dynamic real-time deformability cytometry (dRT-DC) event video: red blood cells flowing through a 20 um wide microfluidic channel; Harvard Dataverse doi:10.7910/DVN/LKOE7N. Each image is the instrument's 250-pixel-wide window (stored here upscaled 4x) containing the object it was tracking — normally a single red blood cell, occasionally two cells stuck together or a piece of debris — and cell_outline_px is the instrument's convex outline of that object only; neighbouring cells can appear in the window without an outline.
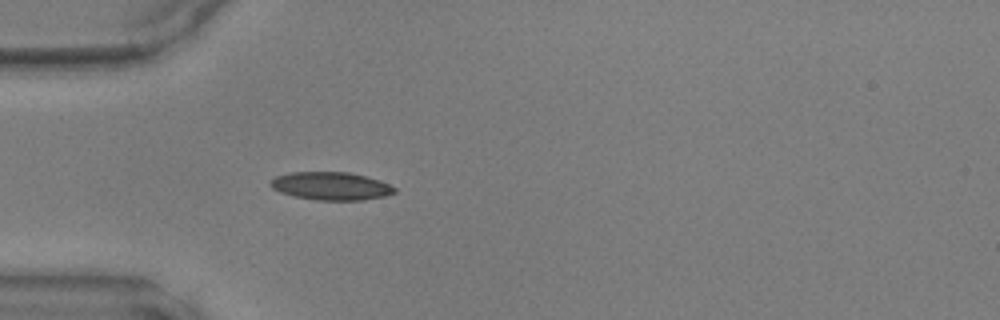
{"species": "common noctule bat (a hibernating species)", "species_latin": "Nyctalus noctula", "temperature_condition": "warm", "stored_images_in_passage": 34, "camera_frame_rate_fps": 3000, "um_per_image_px": 0.085, "animal": {"sex": "male", "body_mass_g": 17.9, "forearm_length_mm": 54.2}, "frame": {"image": 1, "passage_image": 1, "time_ms": 0.0, "image_size_px": [1000, 320], "cell_outline_px": [[396, 192], [384, 196], [364, 200], [316, 200], [296, 196], [280, 192], [272, 188], [268, 184], [276, 176], [288, 172], [348, 172], [380, 180], [396, 188]], "centroid_in_image_um": [28.12, 15.81], "position_along_channel_um": 56.9, "area_um2": 20.17}}
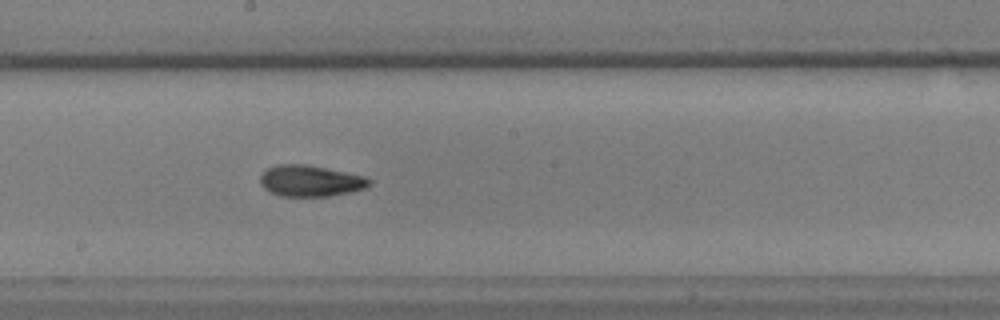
{"frame": {"image": 2, "passage_image": 13, "time_ms": 4.0, "image_size_px": [1000, 320], "cell_outline_px": [[372, 180], [364, 188], [332, 196], [280, 196], [264, 188], [260, 184], [260, 176], [268, 168], [276, 164], [304, 164], [364, 176]], "centroid_in_image_um": [26.34, 15.37], "position_along_channel_um": 221.9, "area_um2": 19.54}}
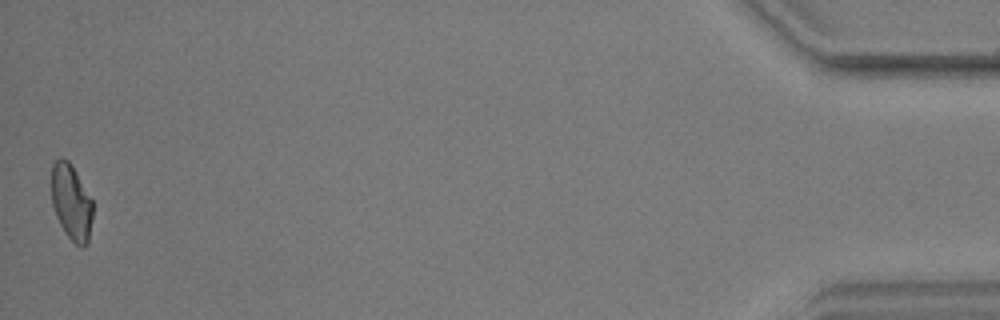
{"frame": {"image": 3, "passage_image": 34, "time_ms": 11.0, "image_size_px": [1000, 320], "cell_outline_px": [[92, 216], [88, 244], [84, 248], [80, 248], [64, 232], [56, 216], [52, 204], [52, 164], [56, 160], [68, 160], [72, 164], [92, 200]], "centroid_in_image_um": [6.07, 17.23], "position_along_channel_um": 429.1, "area_um2": 18.15}}